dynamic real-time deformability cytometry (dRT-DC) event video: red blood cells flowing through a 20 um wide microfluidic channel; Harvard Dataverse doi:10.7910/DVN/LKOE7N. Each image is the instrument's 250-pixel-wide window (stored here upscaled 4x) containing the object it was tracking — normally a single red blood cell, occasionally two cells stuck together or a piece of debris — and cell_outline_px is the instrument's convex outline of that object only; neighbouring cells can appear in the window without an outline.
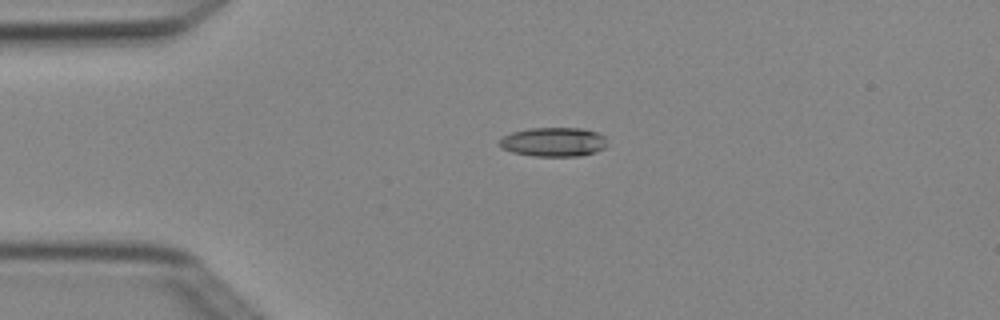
{"species": "Egyptian fruit bat (a non-hibernating species)", "species_latin": "Rousettus aegyptiacus", "temperature_condition": "cold", "stored_images_in_passage": 5, "camera_frame_rate_fps": 3000, "um_per_image_px": 0.085, "animal": {"sex": "female"}, "frame": {"image": 1, "passage_image": 1, "time_ms": 0.0, "image_size_px": [1000, 320], "cell_outline_px": [[608, 144], [604, 148], [596, 152], [580, 156], [532, 156], [512, 152], [500, 148], [500, 140], [504, 136], [512, 132], [532, 128], [584, 128], [596, 132], [604, 136]], "centroid_in_image_um": [47.07, 12.07], "position_along_channel_um": 37.9, "area_um2": 18.38}}
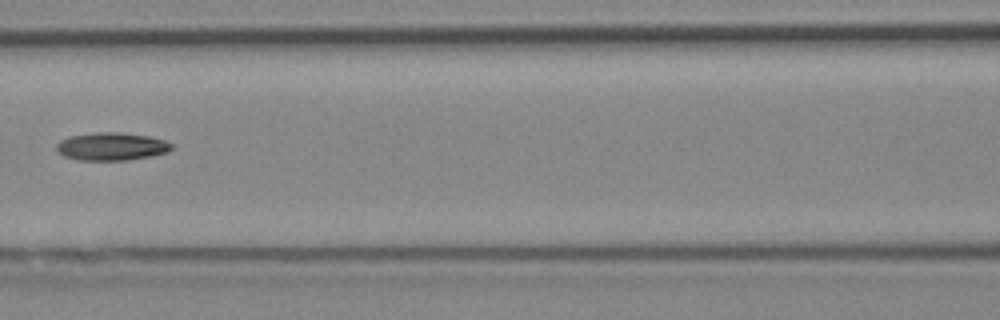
{"frame": {"image": 2, "passage_image": 4, "time_ms": 1.0, "image_size_px": [1000, 320], "cell_outline_px": [[172, 148], [168, 152], [152, 156], [128, 160], [76, 160], [64, 156], [56, 152], [56, 144], [60, 140], [68, 136], [96, 132], [120, 132], [148, 136], [164, 140], [172, 144]], "centroid_in_image_um": [9.44, 12.45], "position_along_channel_um": 157.2, "area_um2": 18.9}}
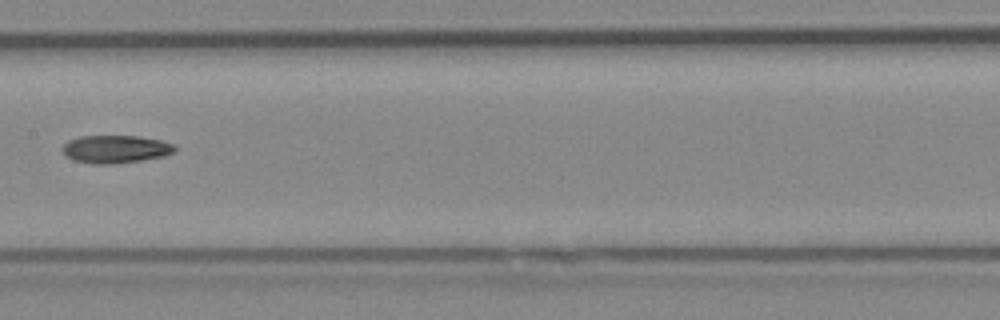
{"frame": {"image": 3, "passage_image": 5, "time_ms": 1.333, "image_size_px": [1000, 320], "cell_outline_px": [[176, 148], [172, 152], [164, 156], [140, 160], [112, 164], [92, 164], [72, 160], [64, 156], [64, 144], [68, 140], [80, 136], [136, 136], [160, 140], [172, 144]], "centroid_in_image_um": [9.77, 12.68], "position_along_channel_um": 197.6, "area_um2": 18.09}}